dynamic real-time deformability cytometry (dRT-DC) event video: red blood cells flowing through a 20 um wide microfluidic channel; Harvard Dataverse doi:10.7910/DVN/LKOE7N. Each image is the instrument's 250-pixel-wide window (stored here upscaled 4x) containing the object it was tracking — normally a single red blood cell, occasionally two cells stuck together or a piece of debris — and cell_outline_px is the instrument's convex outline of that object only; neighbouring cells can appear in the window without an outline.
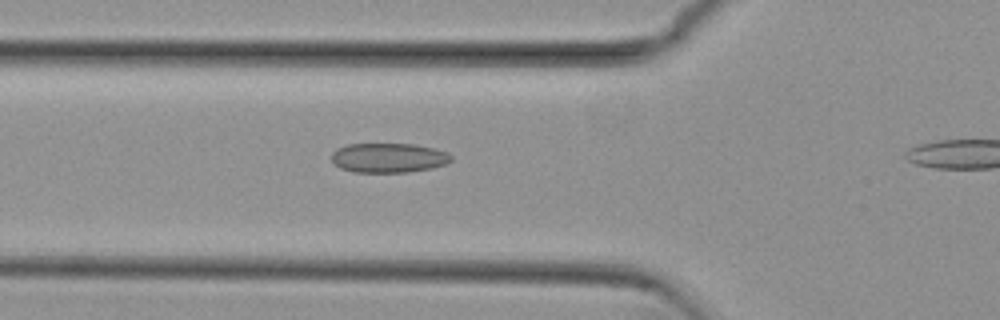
{"species": "common noctule bat (a hibernating species)", "species_latin": "Nyctalus noctula", "temperature_condition": "cold", "stored_images_in_passage": 5, "camera_frame_rate_fps": 3000, "um_per_image_px": 0.085, "animal": {"sex": "female", "body_mass_g": 29.2, "forearm_length_mm": 56.3}, "frame": {"image": 1, "passage_image": 4, "time_ms": 1.0, "image_size_px": [1000, 320], "cell_outline_px": [[452, 160], [448, 164], [432, 168], [408, 172], [352, 172], [340, 168], [332, 160], [332, 152], [336, 148], [348, 144], [416, 144], [448, 152], [452, 156]], "centroid_in_image_um": [33.05, 13.41], "position_along_channel_um": 92.8, "area_um2": 20.75}}